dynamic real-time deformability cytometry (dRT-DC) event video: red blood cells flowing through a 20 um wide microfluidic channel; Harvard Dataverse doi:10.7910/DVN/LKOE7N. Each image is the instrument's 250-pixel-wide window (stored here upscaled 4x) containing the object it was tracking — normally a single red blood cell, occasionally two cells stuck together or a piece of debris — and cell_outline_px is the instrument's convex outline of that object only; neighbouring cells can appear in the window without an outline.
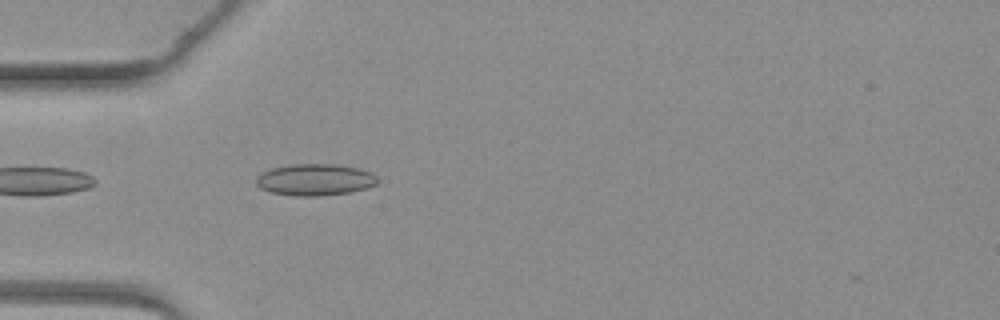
{"species": "common noctule bat (a hibernating species)", "species_latin": "Nyctalus noctula", "temperature_condition": "warm", "stored_images_in_passage": 4, "camera_frame_rate_fps": 3000, "um_per_image_px": 0.085, "animal": {"sex": "female", "body_mass_g": 19.3, "forearm_length_mm": 54.1}, "frame": {"image": 1, "passage_image": 4, "time_ms": 3.667, "image_size_px": [1000, 320], "cell_outline_px": [[376, 184], [364, 188], [348, 192], [320, 196], [296, 196], [268, 192], [260, 188], [256, 184], [256, 176], [260, 172], [272, 168], [292, 164], [336, 164], [360, 168], [372, 172], [376, 176]], "centroid_in_image_um": [26.72, 15.27], "position_along_channel_um": 58.3, "area_um2": 22.48}}